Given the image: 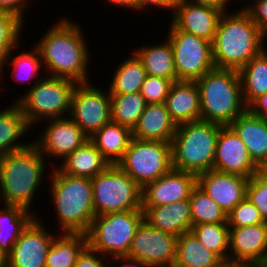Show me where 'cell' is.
Masks as SVG:
<instances>
[{"label": "cell", "mask_w": 267, "mask_h": 267, "mask_svg": "<svg viewBox=\"0 0 267 267\" xmlns=\"http://www.w3.org/2000/svg\"><path fill=\"white\" fill-rule=\"evenodd\" d=\"M56 233L47 252L45 267H74L78 255L88 245L87 235L58 231Z\"/></svg>", "instance_id": "cell-30"}, {"label": "cell", "mask_w": 267, "mask_h": 267, "mask_svg": "<svg viewBox=\"0 0 267 267\" xmlns=\"http://www.w3.org/2000/svg\"><path fill=\"white\" fill-rule=\"evenodd\" d=\"M229 263L267 267V222L229 228Z\"/></svg>", "instance_id": "cell-15"}, {"label": "cell", "mask_w": 267, "mask_h": 267, "mask_svg": "<svg viewBox=\"0 0 267 267\" xmlns=\"http://www.w3.org/2000/svg\"><path fill=\"white\" fill-rule=\"evenodd\" d=\"M78 83L72 93L69 117L90 137L111 120L109 90Z\"/></svg>", "instance_id": "cell-12"}, {"label": "cell", "mask_w": 267, "mask_h": 267, "mask_svg": "<svg viewBox=\"0 0 267 267\" xmlns=\"http://www.w3.org/2000/svg\"><path fill=\"white\" fill-rule=\"evenodd\" d=\"M38 147L31 144L0 157V201L31 211L50 164ZM46 171V172H45ZM32 206V207H31Z\"/></svg>", "instance_id": "cell-3"}, {"label": "cell", "mask_w": 267, "mask_h": 267, "mask_svg": "<svg viewBox=\"0 0 267 267\" xmlns=\"http://www.w3.org/2000/svg\"><path fill=\"white\" fill-rule=\"evenodd\" d=\"M29 51H25L23 49V52H19V54L14 55L12 52L13 50L7 55L6 59L0 63V81H3V75L5 71V67L7 65L11 66L12 68V80L15 82H18L20 85L24 84V82H27L32 79V81H40L43 76H39L40 71H44L41 55L39 50L32 46ZM14 55V58L11 57ZM12 58V59H11ZM9 62V64H8ZM43 69V70H42ZM2 78V79H1ZM40 78V79H39ZM21 82V83H20Z\"/></svg>", "instance_id": "cell-34"}, {"label": "cell", "mask_w": 267, "mask_h": 267, "mask_svg": "<svg viewBox=\"0 0 267 267\" xmlns=\"http://www.w3.org/2000/svg\"><path fill=\"white\" fill-rule=\"evenodd\" d=\"M184 1L197 5L211 6L220 9L224 12L229 11L227 10L228 8L227 5L230 0H184Z\"/></svg>", "instance_id": "cell-48"}, {"label": "cell", "mask_w": 267, "mask_h": 267, "mask_svg": "<svg viewBox=\"0 0 267 267\" xmlns=\"http://www.w3.org/2000/svg\"><path fill=\"white\" fill-rule=\"evenodd\" d=\"M44 127V132L31 141L47 160H51L52 167L57 164L53 160L62 161L89 140V136L69 116L49 119Z\"/></svg>", "instance_id": "cell-14"}, {"label": "cell", "mask_w": 267, "mask_h": 267, "mask_svg": "<svg viewBox=\"0 0 267 267\" xmlns=\"http://www.w3.org/2000/svg\"><path fill=\"white\" fill-rule=\"evenodd\" d=\"M191 232L208 250L229 263V226L227 223L192 225Z\"/></svg>", "instance_id": "cell-36"}, {"label": "cell", "mask_w": 267, "mask_h": 267, "mask_svg": "<svg viewBox=\"0 0 267 267\" xmlns=\"http://www.w3.org/2000/svg\"><path fill=\"white\" fill-rule=\"evenodd\" d=\"M144 220L154 228L179 236L190 232L192 218L189 200L161 206H142Z\"/></svg>", "instance_id": "cell-23"}, {"label": "cell", "mask_w": 267, "mask_h": 267, "mask_svg": "<svg viewBox=\"0 0 267 267\" xmlns=\"http://www.w3.org/2000/svg\"><path fill=\"white\" fill-rule=\"evenodd\" d=\"M111 121L133 130L147 105L140 92L110 94Z\"/></svg>", "instance_id": "cell-35"}, {"label": "cell", "mask_w": 267, "mask_h": 267, "mask_svg": "<svg viewBox=\"0 0 267 267\" xmlns=\"http://www.w3.org/2000/svg\"><path fill=\"white\" fill-rule=\"evenodd\" d=\"M132 138L131 129L110 120L95 131L89 140L110 164H117L123 158Z\"/></svg>", "instance_id": "cell-27"}, {"label": "cell", "mask_w": 267, "mask_h": 267, "mask_svg": "<svg viewBox=\"0 0 267 267\" xmlns=\"http://www.w3.org/2000/svg\"><path fill=\"white\" fill-rule=\"evenodd\" d=\"M44 225L41 217L28 225L7 255V267H45L48 249L57 234Z\"/></svg>", "instance_id": "cell-16"}, {"label": "cell", "mask_w": 267, "mask_h": 267, "mask_svg": "<svg viewBox=\"0 0 267 267\" xmlns=\"http://www.w3.org/2000/svg\"><path fill=\"white\" fill-rule=\"evenodd\" d=\"M43 76L16 100L31 127L43 120L69 116L72 93L78 84L67 78Z\"/></svg>", "instance_id": "cell-7"}, {"label": "cell", "mask_w": 267, "mask_h": 267, "mask_svg": "<svg viewBox=\"0 0 267 267\" xmlns=\"http://www.w3.org/2000/svg\"><path fill=\"white\" fill-rule=\"evenodd\" d=\"M266 40L244 9L224 12L212 42L215 68L239 70L266 48Z\"/></svg>", "instance_id": "cell-2"}, {"label": "cell", "mask_w": 267, "mask_h": 267, "mask_svg": "<svg viewBox=\"0 0 267 267\" xmlns=\"http://www.w3.org/2000/svg\"><path fill=\"white\" fill-rule=\"evenodd\" d=\"M229 126L245 144L253 162L262 169L267 164V121L247 109Z\"/></svg>", "instance_id": "cell-21"}, {"label": "cell", "mask_w": 267, "mask_h": 267, "mask_svg": "<svg viewBox=\"0 0 267 267\" xmlns=\"http://www.w3.org/2000/svg\"><path fill=\"white\" fill-rule=\"evenodd\" d=\"M248 179L212 169L197 175V185L228 214L246 197Z\"/></svg>", "instance_id": "cell-20"}, {"label": "cell", "mask_w": 267, "mask_h": 267, "mask_svg": "<svg viewBox=\"0 0 267 267\" xmlns=\"http://www.w3.org/2000/svg\"><path fill=\"white\" fill-rule=\"evenodd\" d=\"M117 165L143 188L173 168L171 143L132 138Z\"/></svg>", "instance_id": "cell-10"}, {"label": "cell", "mask_w": 267, "mask_h": 267, "mask_svg": "<svg viewBox=\"0 0 267 267\" xmlns=\"http://www.w3.org/2000/svg\"><path fill=\"white\" fill-rule=\"evenodd\" d=\"M106 3H110L111 6L114 4L118 8L120 7H125V8H130L131 10H135V0H105Z\"/></svg>", "instance_id": "cell-49"}, {"label": "cell", "mask_w": 267, "mask_h": 267, "mask_svg": "<svg viewBox=\"0 0 267 267\" xmlns=\"http://www.w3.org/2000/svg\"><path fill=\"white\" fill-rule=\"evenodd\" d=\"M161 43L153 46L143 45L141 48L132 49L133 53L143 63L147 75L163 77L173 82L177 81L173 51L169 40L166 38ZM147 46V47H146Z\"/></svg>", "instance_id": "cell-29"}, {"label": "cell", "mask_w": 267, "mask_h": 267, "mask_svg": "<svg viewBox=\"0 0 267 267\" xmlns=\"http://www.w3.org/2000/svg\"><path fill=\"white\" fill-rule=\"evenodd\" d=\"M172 84V80L147 75L141 86L140 94L147 104L165 103Z\"/></svg>", "instance_id": "cell-41"}, {"label": "cell", "mask_w": 267, "mask_h": 267, "mask_svg": "<svg viewBox=\"0 0 267 267\" xmlns=\"http://www.w3.org/2000/svg\"><path fill=\"white\" fill-rule=\"evenodd\" d=\"M61 162L62 164L58 163L57 167L63 173L89 179L103 172L110 165L90 140L74 150Z\"/></svg>", "instance_id": "cell-26"}, {"label": "cell", "mask_w": 267, "mask_h": 267, "mask_svg": "<svg viewBox=\"0 0 267 267\" xmlns=\"http://www.w3.org/2000/svg\"><path fill=\"white\" fill-rule=\"evenodd\" d=\"M177 236L149 225L145 220L138 226L128 256L149 267H173Z\"/></svg>", "instance_id": "cell-13"}, {"label": "cell", "mask_w": 267, "mask_h": 267, "mask_svg": "<svg viewBox=\"0 0 267 267\" xmlns=\"http://www.w3.org/2000/svg\"><path fill=\"white\" fill-rule=\"evenodd\" d=\"M251 20L259 27L262 35L267 39V0H253L242 6Z\"/></svg>", "instance_id": "cell-42"}, {"label": "cell", "mask_w": 267, "mask_h": 267, "mask_svg": "<svg viewBox=\"0 0 267 267\" xmlns=\"http://www.w3.org/2000/svg\"><path fill=\"white\" fill-rule=\"evenodd\" d=\"M0 267H7V255L0 250Z\"/></svg>", "instance_id": "cell-50"}, {"label": "cell", "mask_w": 267, "mask_h": 267, "mask_svg": "<svg viewBox=\"0 0 267 267\" xmlns=\"http://www.w3.org/2000/svg\"><path fill=\"white\" fill-rule=\"evenodd\" d=\"M221 267H243V266L232 263H224Z\"/></svg>", "instance_id": "cell-51"}, {"label": "cell", "mask_w": 267, "mask_h": 267, "mask_svg": "<svg viewBox=\"0 0 267 267\" xmlns=\"http://www.w3.org/2000/svg\"><path fill=\"white\" fill-rule=\"evenodd\" d=\"M246 197L267 222V174L262 169L248 179Z\"/></svg>", "instance_id": "cell-40"}, {"label": "cell", "mask_w": 267, "mask_h": 267, "mask_svg": "<svg viewBox=\"0 0 267 267\" xmlns=\"http://www.w3.org/2000/svg\"><path fill=\"white\" fill-rule=\"evenodd\" d=\"M48 172V193L57 213L58 232L86 234L95 217L91 179L67 175L57 166Z\"/></svg>", "instance_id": "cell-4"}, {"label": "cell", "mask_w": 267, "mask_h": 267, "mask_svg": "<svg viewBox=\"0 0 267 267\" xmlns=\"http://www.w3.org/2000/svg\"><path fill=\"white\" fill-rule=\"evenodd\" d=\"M23 22L15 15L0 10V63L7 55L16 48H19L22 40ZM20 37V38H19Z\"/></svg>", "instance_id": "cell-38"}, {"label": "cell", "mask_w": 267, "mask_h": 267, "mask_svg": "<svg viewBox=\"0 0 267 267\" xmlns=\"http://www.w3.org/2000/svg\"><path fill=\"white\" fill-rule=\"evenodd\" d=\"M172 12L170 21L176 28L211 43L224 13L211 6L192 4L184 0H175Z\"/></svg>", "instance_id": "cell-18"}, {"label": "cell", "mask_w": 267, "mask_h": 267, "mask_svg": "<svg viewBox=\"0 0 267 267\" xmlns=\"http://www.w3.org/2000/svg\"><path fill=\"white\" fill-rule=\"evenodd\" d=\"M166 38L173 51L177 81H197L215 68L212 43L181 31L172 23Z\"/></svg>", "instance_id": "cell-11"}, {"label": "cell", "mask_w": 267, "mask_h": 267, "mask_svg": "<svg viewBox=\"0 0 267 267\" xmlns=\"http://www.w3.org/2000/svg\"><path fill=\"white\" fill-rule=\"evenodd\" d=\"M177 125L171 119L165 103L147 104L132 130L135 139L171 143Z\"/></svg>", "instance_id": "cell-24"}, {"label": "cell", "mask_w": 267, "mask_h": 267, "mask_svg": "<svg viewBox=\"0 0 267 267\" xmlns=\"http://www.w3.org/2000/svg\"><path fill=\"white\" fill-rule=\"evenodd\" d=\"M225 262L190 231L177 236L173 267H221Z\"/></svg>", "instance_id": "cell-28"}, {"label": "cell", "mask_w": 267, "mask_h": 267, "mask_svg": "<svg viewBox=\"0 0 267 267\" xmlns=\"http://www.w3.org/2000/svg\"><path fill=\"white\" fill-rule=\"evenodd\" d=\"M107 258L87 245L78 255L74 267H108L109 265H114L111 263L110 258Z\"/></svg>", "instance_id": "cell-43"}, {"label": "cell", "mask_w": 267, "mask_h": 267, "mask_svg": "<svg viewBox=\"0 0 267 267\" xmlns=\"http://www.w3.org/2000/svg\"><path fill=\"white\" fill-rule=\"evenodd\" d=\"M39 217L37 212L20 206L4 205L0 208V250L8 255L22 232Z\"/></svg>", "instance_id": "cell-31"}, {"label": "cell", "mask_w": 267, "mask_h": 267, "mask_svg": "<svg viewBox=\"0 0 267 267\" xmlns=\"http://www.w3.org/2000/svg\"><path fill=\"white\" fill-rule=\"evenodd\" d=\"M174 1L175 0H135V11H146L148 7H153L154 8H159L161 10H170L173 11V6H174Z\"/></svg>", "instance_id": "cell-45"}, {"label": "cell", "mask_w": 267, "mask_h": 267, "mask_svg": "<svg viewBox=\"0 0 267 267\" xmlns=\"http://www.w3.org/2000/svg\"><path fill=\"white\" fill-rule=\"evenodd\" d=\"M143 220V210L95 216L86 233L88 245L108 258L128 256L136 230Z\"/></svg>", "instance_id": "cell-8"}, {"label": "cell", "mask_w": 267, "mask_h": 267, "mask_svg": "<svg viewBox=\"0 0 267 267\" xmlns=\"http://www.w3.org/2000/svg\"><path fill=\"white\" fill-rule=\"evenodd\" d=\"M262 170L267 174V164L262 168Z\"/></svg>", "instance_id": "cell-52"}, {"label": "cell", "mask_w": 267, "mask_h": 267, "mask_svg": "<svg viewBox=\"0 0 267 267\" xmlns=\"http://www.w3.org/2000/svg\"><path fill=\"white\" fill-rule=\"evenodd\" d=\"M165 106L171 119L180 125L201 120L200 91L195 81H175L171 85Z\"/></svg>", "instance_id": "cell-22"}, {"label": "cell", "mask_w": 267, "mask_h": 267, "mask_svg": "<svg viewBox=\"0 0 267 267\" xmlns=\"http://www.w3.org/2000/svg\"><path fill=\"white\" fill-rule=\"evenodd\" d=\"M243 99L249 107L257 98L267 93V48L238 70Z\"/></svg>", "instance_id": "cell-32"}, {"label": "cell", "mask_w": 267, "mask_h": 267, "mask_svg": "<svg viewBox=\"0 0 267 267\" xmlns=\"http://www.w3.org/2000/svg\"><path fill=\"white\" fill-rule=\"evenodd\" d=\"M259 169L237 133L229 125L222 126L217 138L213 170L250 178Z\"/></svg>", "instance_id": "cell-17"}, {"label": "cell", "mask_w": 267, "mask_h": 267, "mask_svg": "<svg viewBox=\"0 0 267 267\" xmlns=\"http://www.w3.org/2000/svg\"><path fill=\"white\" fill-rule=\"evenodd\" d=\"M197 185V175L171 169L142 188V206H161L180 200H189Z\"/></svg>", "instance_id": "cell-19"}, {"label": "cell", "mask_w": 267, "mask_h": 267, "mask_svg": "<svg viewBox=\"0 0 267 267\" xmlns=\"http://www.w3.org/2000/svg\"><path fill=\"white\" fill-rule=\"evenodd\" d=\"M131 56L126 57V60L121 61L119 66H116L111 83L109 84L110 94H133L140 92L141 86L145 81L147 72L143 63L132 52Z\"/></svg>", "instance_id": "cell-33"}, {"label": "cell", "mask_w": 267, "mask_h": 267, "mask_svg": "<svg viewBox=\"0 0 267 267\" xmlns=\"http://www.w3.org/2000/svg\"><path fill=\"white\" fill-rule=\"evenodd\" d=\"M196 83L200 91L201 120L226 126L248 109L238 70L214 68Z\"/></svg>", "instance_id": "cell-5"}, {"label": "cell", "mask_w": 267, "mask_h": 267, "mask_svg": "<svg viewBox=\"0 0 267 267\" xmlns=\"http://www.w3.org/2000/svg\"><path fill=\"white\" fill-rule=\"evenodd\" d=\"M248 109L267 121V93L257 98Z\"/></svg>", "instance_id": "cell-46"}, {"label": "cell", "mask_w": 267, "mask_h": 267, "mask_svg": "<svg viewBox=\"0 0 267 267\" xmlns=\"http://www.w3.org/2000/svg\"><path fill=\"white\" fill-rule=\"evenodd\" d=\"M266 223L257 207L247 197L239 202L228 214L227 224L229 228L246 227L249 225Z\"/></svg>", "instance_id": "cell-39"}, {"label": "cell", "mask_w": 267, "mask_h": 267, "mask_svg": "<svg viewBox=\"0 0 267 267\" xmlns=\"http://www.w3.org/2000/svg\"><path fill=\"white\" fill-rule=\"evenodd\" d=\"M0 109V157L28 147L30 142H20L33 129L27 122L18 102ZM27 133V134H26Z\"/></svg>", "instance_id": "cell-25"}, {"label": "cell", "mask_w": 267, "mask_h": 267, "mask_svg": "<svg viewBox=\"0 0 267 267\" xmlns=\"http://www.w3.org/2000/svg\"><path fill=\"white\" fill-rule=\"evenodd\" d=\"M192 225L203 223H227V213L198 185L190 194Z\"/></svg>", "instance_id": "cell-37"}, {"label": "cell", "mask_w": 267, "mask_h": 267, "mask_svg": "<svg viewBox=\"0 0 267 267\" xmlns=\"http://www.w3.org/2000/svg\"><path fill=\"white\" fill-rule=\"evenodd\" d=\"M57 20L35 43L41 55L42 68L47 73L44 75L67 78L77 83L89 82L91 55L81 25L70 18L59 17Z\"/></svg>", "instance_id": "cell-1"}, {"label": "cell", "mask_w": 267, "mask_h": 267, "mask_svg": "<svg viewBox=\"0 0 267 267\" xmlns=\"http://www.w3.org/2000/svg\"><path fill=\"white\" fill-rule=\"evenodd\" d=\"M110 261H112V263L115 262L114 264H116V262H121L117 267H149L140 260L129 256L112 257L110 258Z\"/></svg>", "instance_id": "cell-47"}, {"label": "cell", "mask_w": 267, "mask_h": 267, "mask_svg": "<svg viewBox=\"0 0 267 267\" xmlns=\"http://www.w3.org/2000/svg\"><path fill=\"white\" fill-rule=\"evenodd\" d=\"M95 216L142 210V188L117 164L91 179Z\"/></svg>", "instance_id": "cell-9"}, {"label": "cell", "mask_w": 267, "mask_h": 267, "mask_svg": "<svg viewBox=\"0 0 267 267\" xmlns=\"http://www.w3.org/2000/svg\"><path fill=\"white\" fill-rule=\"evenodd\" d=\"M231 2H232V0H230ZM241 1H244L243 3H245V0H240V3H242ZM252 2V0L250 1L249 0V3H251Z\"/></svg>", "instance_id": "cell-53"}, {"label": "cell", "mask_w": 267, "mask_h": 267, "mask_svg": "<svg viewBox=\"0 0 267 267\" xmlns=\"http://www.w3.org/2000/svg\"><path fill=\"white\" fill-rule=\"evenodd\" d=\"M30 1L32 0H0V10L15 15L26 24L24 15L27 13L25 11H29L28 4L31 5Z\"/></svg>", "instance_id": "cell-44"}, {"label": "cell", "mask_w": 267, "mask_h": 267, "mask_svg": "<svg viewBox=\"0 0 267 267\" xmlns=\"http://www.w3.org/2000/svg\"><path fill=\"white\" fill-rule=\"evenodd\" d=\"M222 126L204 120L177 125L171 142L173 169L196 175L212 170Z\"/></svg>", "instance_id": "cell-6"}]
</instances>
